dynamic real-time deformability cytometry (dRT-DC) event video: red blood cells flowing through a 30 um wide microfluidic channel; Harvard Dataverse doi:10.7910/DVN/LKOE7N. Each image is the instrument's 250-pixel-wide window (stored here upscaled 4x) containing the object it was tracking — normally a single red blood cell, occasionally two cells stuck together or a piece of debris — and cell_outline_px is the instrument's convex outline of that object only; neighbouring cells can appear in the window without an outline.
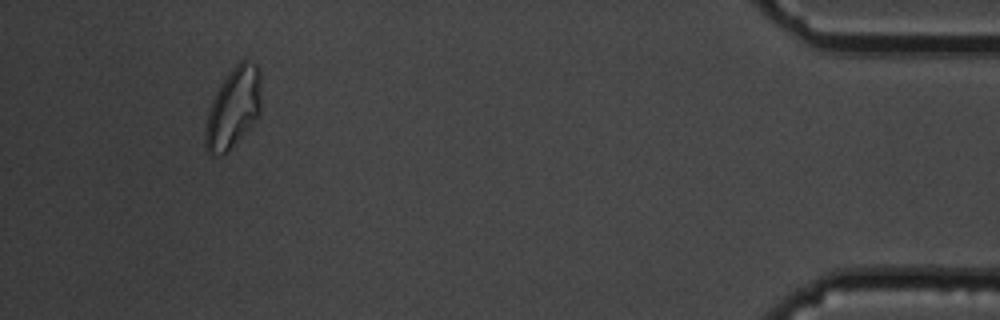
{"species": "common noctule bat (a hibernating species)", "species_latin": "Nyctalus noctula", "temperature_condition": "cold", "stored_images_in_passage": 16, "segment_of_instrument_passage": [2, 2], "camera_frame_rate_fps": 3000, "um_per_image_px": 0.085, "animal": {"sex": "male", "body_mass_g": 19.5, "forearm_length_mm": 54.6}, "frame": {"image": 1, "passage_image": 16, "time_ms": 19.0, "image_size_px": [1000, 320], "cell_outline_px": [[260, 112], [248, 128], [228, 152], [220, 156], [208, 152], [204, 144], [204, 132], [208, 112], [212, 100], [220, 84], [228, 72], [240, 60], [244, 60], [256, 64], [260, 72]], "centroid_in_image_um": [19.81, 9.17], "position_along_channel_um": 415.4, "area_um2": 25.95}}